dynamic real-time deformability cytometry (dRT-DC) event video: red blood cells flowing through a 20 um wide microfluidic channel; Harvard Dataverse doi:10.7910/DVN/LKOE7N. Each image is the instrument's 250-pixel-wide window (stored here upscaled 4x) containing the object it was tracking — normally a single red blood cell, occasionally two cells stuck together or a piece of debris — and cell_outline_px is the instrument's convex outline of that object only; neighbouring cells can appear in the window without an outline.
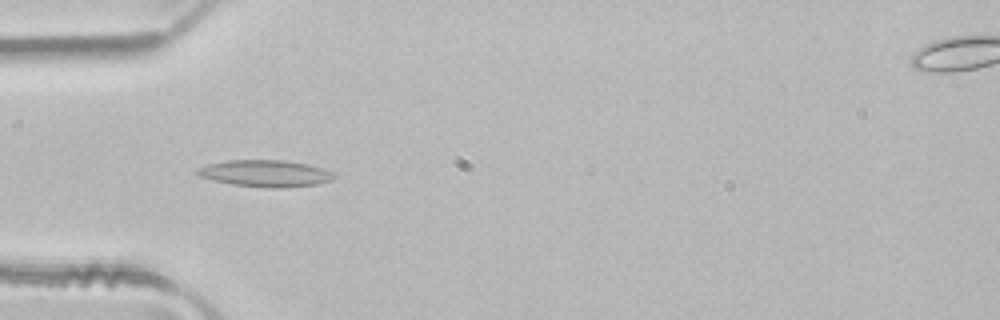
{"species": "common noctule bat (a hibernating species)", "species_latin": "Nyctalus noctula", "temperature_condition": "room temperature", "stored_images_in_passage": 5, "camera_frame_rate_fps": 3000, "um_per_image_px": 0.085, "animal": {"sex": "male", "body_mass_g": 21.5, "forearm_length_mm": 52.0}, "frame": {"image": 1, "passage_image": 4, "time_ms": 1.0, "image_size_px": [1000, 320], "cell_outline_px": [[336, 176], [332, 180], [316, 184], [284, 188], [268, 188], [232, 184], [212, 180], [200, 176], [192, 172], [196, 168], [208, 164], [228, 160], [284, 160], [308, 164], [332, 172]], "centroid_in_image_um": [22.51, 14.74], "position_along_channel_um": 62.5, "area_um2": 21.39}}
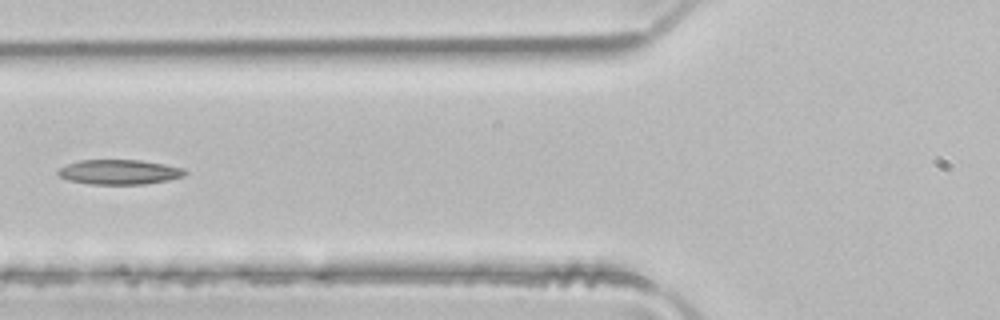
{"frame": {"image": 2, "passage_image": 5, "time_ms": 1.333, "image_size_px": [1000, 320], "cell_outline_px": [[188, 172], [184, 176], [168, 180], [144, 184], [88, 184], [68, 180], [60, 176], [56, 172], [60, 168], [68, 164], [80, 160], [140, 160], [164, 164], [184, 168]], "centroid_in_image_um": [10.16, 14.62], "position_along_channel_um": 115.6, "area_um2": 18.32}}